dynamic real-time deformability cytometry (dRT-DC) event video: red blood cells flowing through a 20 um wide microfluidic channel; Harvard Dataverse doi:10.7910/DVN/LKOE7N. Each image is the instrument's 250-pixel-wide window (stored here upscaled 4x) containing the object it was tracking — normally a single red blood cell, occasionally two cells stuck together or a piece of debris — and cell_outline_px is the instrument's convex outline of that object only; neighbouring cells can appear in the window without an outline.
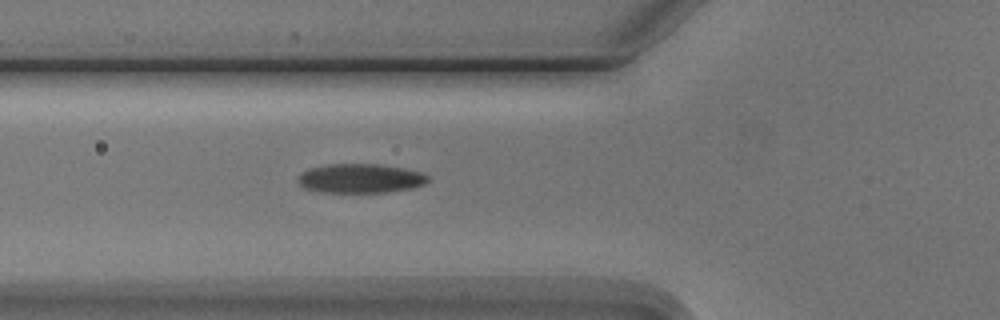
{"species": "Egyptian fruit bat (a non-hibernating species)", "species_latin": "Rousettus aegyptiacus", "temperature_condition": "cold", "stored_images_in_passage": 5, "camera_frame_rate_fps": 3000, "um_per_image_px": 0.085, "animal": {"sex": "male"}, "frame": {"image": 1, "passage_image": 5, "time_ms": 5.333, "image_size_px": [1000, 320], "cell_outline_px": [[428, 180], [424, 184], [412, 188], [384, 192], [324, 192], [304, 188], [296, 180], [300, 172], [308, 168], [328, 164], [380, 164], [404, 168], [420, 172], [428, 176]], "centroid_in_image_um": [30.59, 15.15], "position_along_channel_um": 95.2, "area_um2": 22.14}}